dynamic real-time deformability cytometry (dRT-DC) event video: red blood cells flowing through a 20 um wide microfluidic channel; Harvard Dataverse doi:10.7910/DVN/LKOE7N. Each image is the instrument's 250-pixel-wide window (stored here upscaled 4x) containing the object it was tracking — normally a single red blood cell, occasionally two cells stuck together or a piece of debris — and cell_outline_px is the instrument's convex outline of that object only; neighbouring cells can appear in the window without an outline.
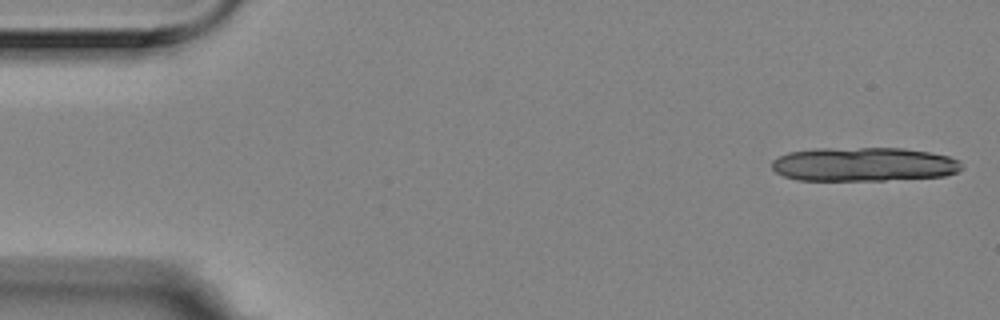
{"species": "Egyptian fruit bat (a non-hibernating species)", "species_latin": "Rousettus aegyptiacus", "temperature_condition": "room temperature", "stored_images_in_passage": 13, "camera_frame_rate_fps": 3000, "um_per_image_px": 0.085, "animal": {"sex": "female"}, "frame": {"image": 1, "passage_image": 1, "time_ms": 0.0, "image_size_px": [1000, 320], "cell_outline_px": [[964, 168], [960, 172], [944, 176], [884, 180], [796, 180], [784, 176], [776, 172], [772, 168], [772, 160], [788, 152], [816, 148], [904, 148], [928, 152], [948, 156], [960, 160], [964, 164]], "centroid_in_image_um": [73.46, 13.96], "position_along_channel_um": 11.5, "area_um2": 37.92}}